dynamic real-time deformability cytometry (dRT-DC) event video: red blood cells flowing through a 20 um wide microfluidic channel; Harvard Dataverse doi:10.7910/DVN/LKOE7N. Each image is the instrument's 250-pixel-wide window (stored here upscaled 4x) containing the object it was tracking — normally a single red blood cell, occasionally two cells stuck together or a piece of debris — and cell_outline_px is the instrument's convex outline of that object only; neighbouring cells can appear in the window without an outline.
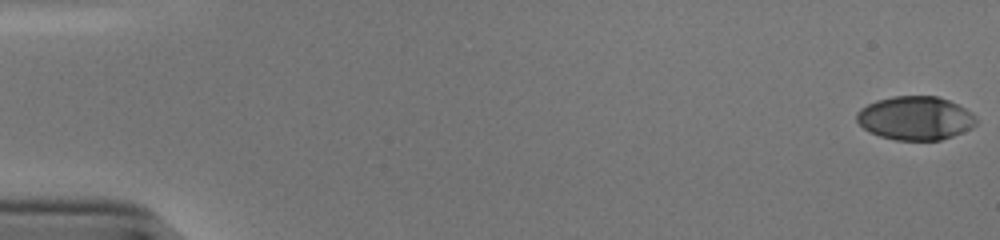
{"species": "human", "species_latin": "Homo sapiens", "temperature_condition": "cold", "stored_images_in_passage": 54, "camera_frame_rate_fps": 3000, "um_per_image_px": 0.085, "donor": {"sex": "male"}, "frame": {"image": 1, "passage_image": 1, "time_ms": 0.0, "image_size_px": [1000, 240], "cell_outline_px": [[976, 124], [972, 128], [952, 136], [940, 140], [896, 140], [880, 136], [868, 132], [856, 120], [856, 112], [860, 108], [876, 100], [892, 96], [936, 96], [948, 100], [972, 112], [976, 116]], "centroid_in_image_um": [77.79, 10.04], "position_along_channel_um": 7.2, "area_um2": 30.46}}
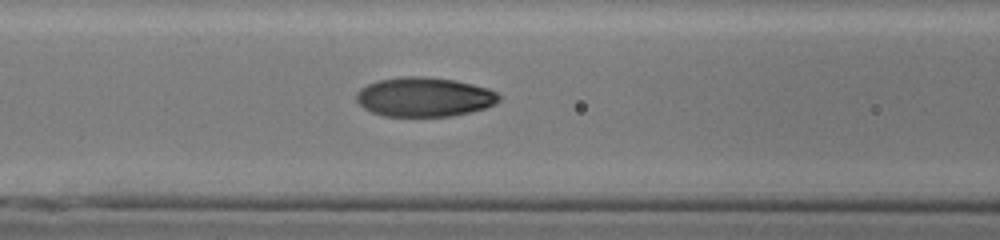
{"frame": {"image": 2, "passage_image": 24, "time_ms": 7.667, "image_size_px": [1000, 240], "cell_outline_px": [[500, 100], [496, 104], [484, 108], [452, 116], [384, 116], [372, 112], [364, 108], [356, 100], [356, 92], [360, 88], [376, 80], [404, 76], [424, 76], [456, 80], [488, 88], [496, 92], [500, 96]], "centroid_in_image_um": [36.05, 8.23], "position_along_channel_um": 130.5, "area_um2": 32.83}}
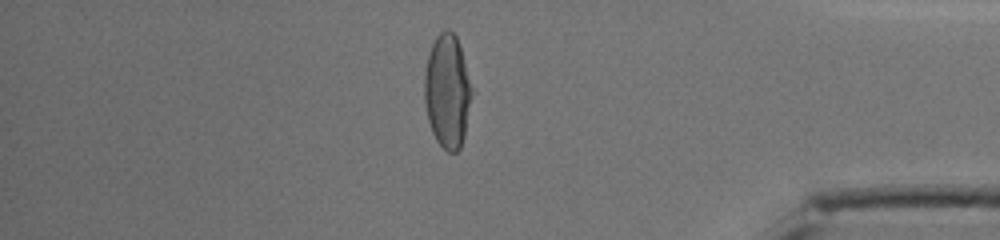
{"frame": {"image": 3, "passage_image": 47, "time_ms": 15.333, "image_size_px": [1000, 240], "cell_outline_px": [[472, 92], [464, 136], [460, 148], [456, 152], [448, 152], [436, 140], [432, 132], [428, 120], [424, 100], [424, 72], [428, 52], [436, 36], [444, 28], [448, 28], [456, 36], [460, 44], [472, 88]], "centroid_in_image_um": [38.01, 7.71], "position_along_channel_um": 397.2, "area_um2": 31.5}, "authors_computed_cell_mechanics": {"area_um2": 31.8478, "velocity_mm_per_s": 3.841, "shape_relaxation_time_tau1_ms": 4.1675, "shape_relaxation_time_tau2_ms": 0.7329, "deformation_change_tau1": 0.2086, "deformation_change_tau2": 0.0435}}